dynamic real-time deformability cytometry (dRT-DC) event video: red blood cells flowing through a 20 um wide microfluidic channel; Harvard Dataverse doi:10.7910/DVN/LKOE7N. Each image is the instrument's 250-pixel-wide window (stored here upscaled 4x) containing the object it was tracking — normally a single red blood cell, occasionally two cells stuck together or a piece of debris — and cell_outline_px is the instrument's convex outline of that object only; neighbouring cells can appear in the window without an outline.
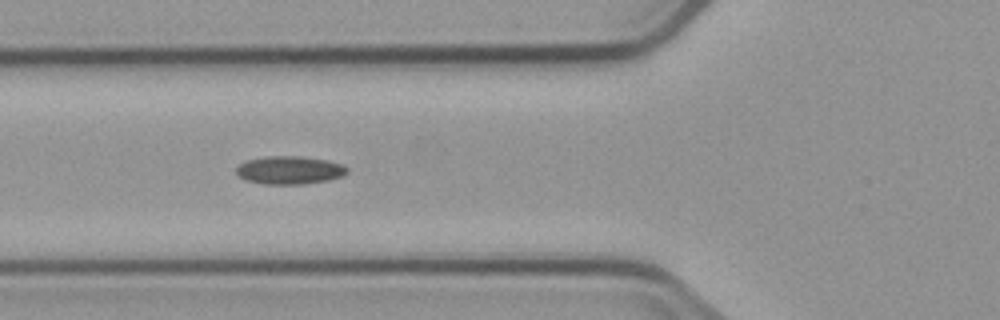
{"species": "common noctule bat (a hibernating species)", "species_latin": "Nyctalus noctula", "temperature_condition": "cold", "stored_images_in_passage": 6, "camera_frame_rate_fps": 3000, "um_per_image_px": 0.085, "animal": {"sex": "male", "body_mass_g": 23.1, "forearm_length_mm": 52.7}, "frame": {"image": 1, "passage_image": 6, "time_ms": 6.0, "image_size_px": [1000, 320], "cell_outline_px": [[348, 172], [344, 176], [328, 180], [304, 184], [264, 184], [248, 180], [240, 176], [236, 172], [236, 168], [240, 164], [248, 160], [264, 156], [300, 156], [328, 160], [344, 164], [348, 168]], "centroid_in_image_um": [24.67, 14.45], "position_along_channel_um": 101.1, "area_um2": 18.21}}